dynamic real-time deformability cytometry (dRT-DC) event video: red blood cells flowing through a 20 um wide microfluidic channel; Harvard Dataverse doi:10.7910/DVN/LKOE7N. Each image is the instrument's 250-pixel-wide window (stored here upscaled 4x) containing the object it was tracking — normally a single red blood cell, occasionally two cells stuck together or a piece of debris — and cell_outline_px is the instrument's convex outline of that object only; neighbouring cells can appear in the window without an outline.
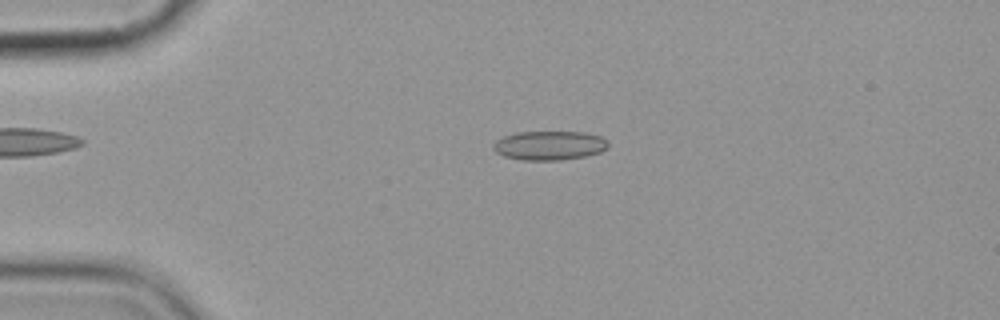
{"species": "common noctule bat (a hibernating species)", "species_latin": "Nyctalus noctula", "temperature_condition": "cold", "stored_images_in_passage": 4, "camera_frame_rate_fps": 3000, "um_per_image_px": 0.085, "animal": {"sex": "female", "body_mass_g": 19.9}, "frame": {"image": 1, "passage_image": 3, "time_ms": 2.667, "image_size_px": [1000, 320], "cell_outline_px": [[608, 148], [600, 152], [584, 156], [560, 160], [520, 160], [504, 156], [496, 152], [492, 148], [492, 144], [496, 140], [504, 136], [516, 132], [584, 132], [600, 136], [608, 140]], "centroid_in_image_um": [46.68, 12.36], "position_along_channel_um": 38.3, "area_um2": 19.59}}